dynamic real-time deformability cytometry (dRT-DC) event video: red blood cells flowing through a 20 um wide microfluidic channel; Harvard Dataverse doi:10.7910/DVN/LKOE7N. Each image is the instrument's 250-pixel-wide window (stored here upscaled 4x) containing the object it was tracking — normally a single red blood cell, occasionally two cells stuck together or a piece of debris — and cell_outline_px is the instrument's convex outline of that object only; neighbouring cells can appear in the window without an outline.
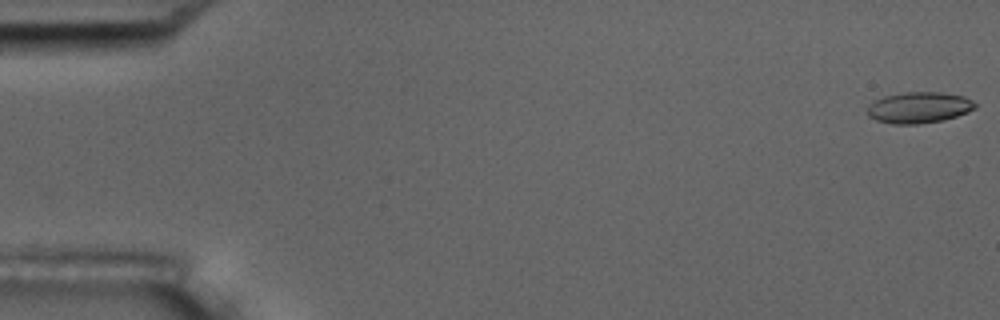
{"species": "common noctule bat (a hibernating species)", "species_latin": "Nyctalus noctula", "temperature_condition": "room temperature", "stored_images_in_passage": 4, "camera_frame_rate_fps": 3000, "um_per_image_px": 0.085, "animal": {"sex": "male", "body_mass_g": 17.5, "forearm_length_mm": 52.3}, "frame": {"image": 1, "passage_image": 1, "time_ms": 0.0, "image_size_px": [1000, 320], "cell_outline_px": [[976, 108], [968, 112], [956, 116], [940, 120], [920, 124], [892, 124], [876, 120], [868, 116], [868, 108], [876, 100], [884, 96], [904, 92], [940, 92], [964, 96], [972, 100], [976, 104]], "centroid_in_image_um": [78.13, 9.14], "position_along_channel_um": 6.9, "area_um2": 19.42}}